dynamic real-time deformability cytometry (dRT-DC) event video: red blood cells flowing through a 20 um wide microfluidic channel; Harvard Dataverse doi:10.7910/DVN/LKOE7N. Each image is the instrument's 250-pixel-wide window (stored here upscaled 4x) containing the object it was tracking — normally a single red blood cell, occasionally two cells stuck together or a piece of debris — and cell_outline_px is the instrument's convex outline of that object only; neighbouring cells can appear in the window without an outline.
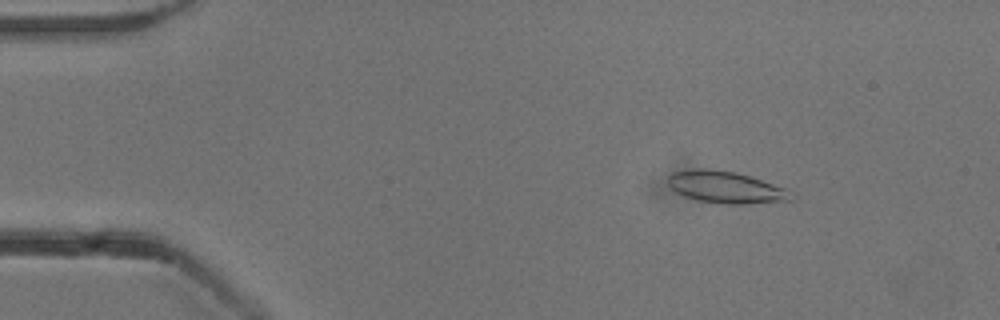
{"species": "common noctule bat (a hibernating species)", "species_latin": "Nyctalus noctula", "temperature_condition": "cold", "stored_images_in_passage": 53, "camera_frame_rate_fps": 3000, "um_per_image_px": 0.085, "animal": {"sex": "male", "body_mass_g": 13.3}, "frame": {"image": 1, "passage_image": 8, "time_ms": 2.333, "image_size_px": [1000, 320], "cell_outline_px": [[796, 196], [792, 200], [752, 204], [724, 204], [700, 200], [684, 196], [676, 192], [668, 184], [668, 176], [672, 172], [692, 168], [708, 168], [736, 172], [788, 188]], "centroid_in_image_um": [61.74, 15.91], "position_along_channel_um": 23.3, "area_um2": 23.24}}
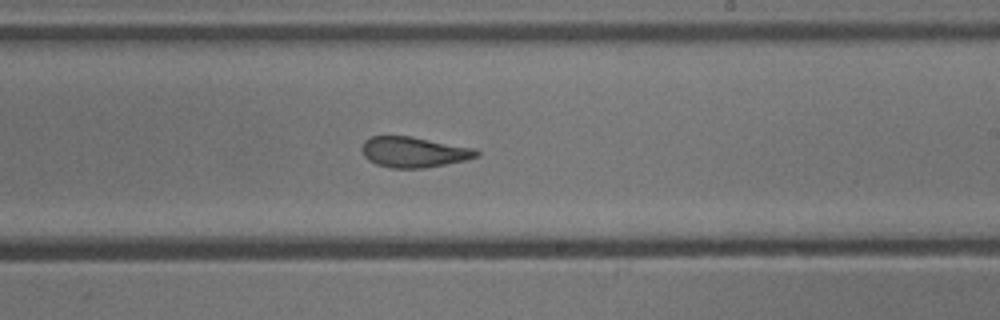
{"frame": {"image": 2, "passage_image": 32, "time_ms": 10.333, "image_size_px": [1000, 320], "cell_outline_px": [[480, 156], [464, 160], [424, 168], [392, 168], [376, 164], [368, 160], [364, 156], [360, 148], [364, 140], [372, 136], [412, 136], [476, 148], [480, 152]], "centroid_in_image_um": [35.17, 12.91], "position_along_channel_um": 253.8, "area_um2": 20.58}}
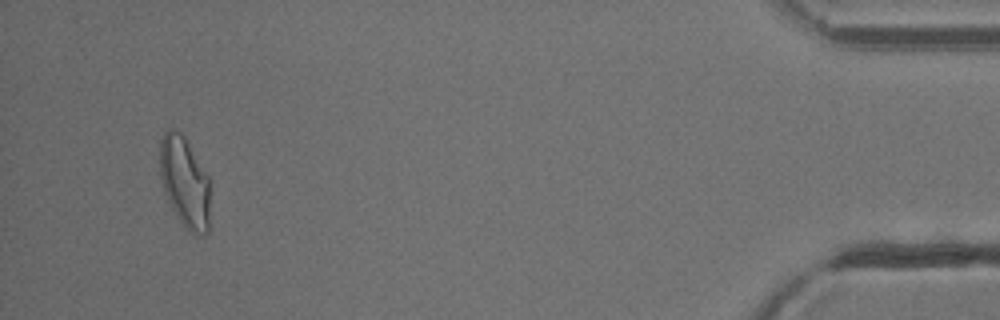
{"frame": {"image": 3, "passage_image": 51, "time_ms": 16.667, "image_size_px": [1000, 320], "cell_outline_px": [[208, 232], [204, 236], [196, 236], [176, 216], [164, 192], [160, 176], [160, 140], [164, 132], [168, 128], [172, 128], [180, 132], [184, 136], [208, 176]], "centroid_in_image_um": [15.67, 15.46], "position_along_channel_um": 419.5, "area_um2": 26.24}, "authors_computed_cell_mechanics": {"area_um2": 22.253, "velocity_mm_per_s": 3.847, "shape_relaxation_time_tau1_ms": null, "shape_relaxation_time_tau2_ms": 1.6602, "deformation_change_tau1": null, "deformation_change_tau2": 0.0915}}